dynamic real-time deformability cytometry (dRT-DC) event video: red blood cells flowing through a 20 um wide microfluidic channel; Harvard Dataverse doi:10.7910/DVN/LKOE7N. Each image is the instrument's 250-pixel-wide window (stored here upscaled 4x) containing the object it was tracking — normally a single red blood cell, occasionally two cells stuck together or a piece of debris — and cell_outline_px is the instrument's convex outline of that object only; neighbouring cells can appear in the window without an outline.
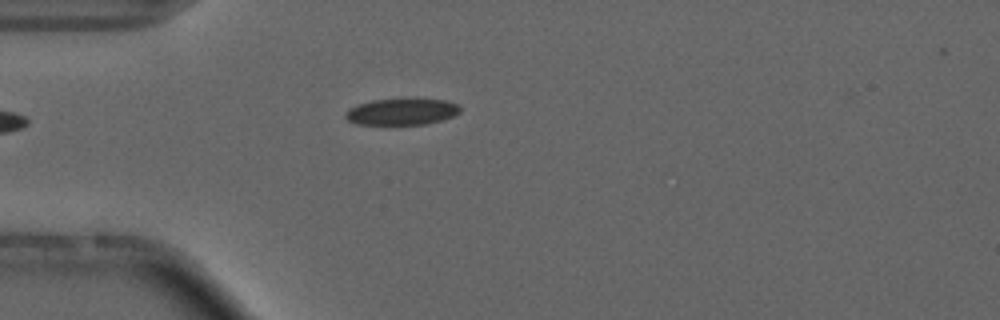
{"species": "common noctule bat (a hibernating species)", "species_latin": "Nyctalus noctula", "temperature_condition": "cold", "stored_images_in_passage": 1, "camera_frame_rate_fps": 3000, "um_per_image_px": 0.085, "animal": {"sex": "male", "forearm_length_mm": 52.5}, "frame": {"image": 1, "passage_image": 1, "time_ms": 0.0, "image_size_px": [1000, 320], "cell_outline_px": [[460, 112], [452, 116], [440, 120], [424, 124], [396, 128], [356, 124], [348, 120], [344, 116], [344, 112], [348, 108], [372, 100], [444, 100], [460, 104]], "centroid_in_image_um": [34.08, 9.57], "position_along_channel_um": 50.9, "area_um2": 18.26}}